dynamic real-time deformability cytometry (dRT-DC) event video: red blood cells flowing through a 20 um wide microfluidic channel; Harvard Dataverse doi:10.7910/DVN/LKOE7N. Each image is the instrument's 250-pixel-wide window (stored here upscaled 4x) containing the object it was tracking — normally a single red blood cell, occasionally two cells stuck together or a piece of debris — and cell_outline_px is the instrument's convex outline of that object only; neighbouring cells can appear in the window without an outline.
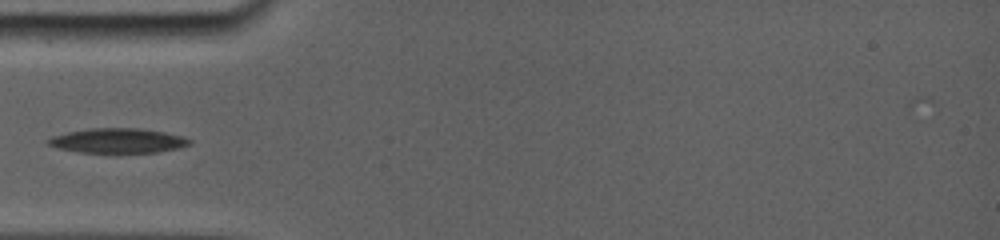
{"species": "common noctule bat (a hibernating species)", "species_latin": "Nyctalus noctula", "temperature_condition": "room temperature", "stored_images_in_passage": 6, "camera_frame_rate_fps": 5000, "um_per_image_px": 0.085, "animal": {"sex": "female", "body_mass_g": 19.0, "forearm_length_mm": 56.7}, "frame": {"image": 1, "passage_image": 2, "time_ms": 0.8, "image_size_px": [1000, 240], "cell_outline_px": [[192, 140], [188, 144], [176, 148], [156, 152], [80, 152], [60, 148], [48, 144], [48, 140], [56, 136], [72, 132], [96, 128], [136, 128], [160, 132], [180, 136]], "centroid_in_image_um": [10.04, 11.96], "position_along_channel_um": 75.0, "area_um2": 19.36}}
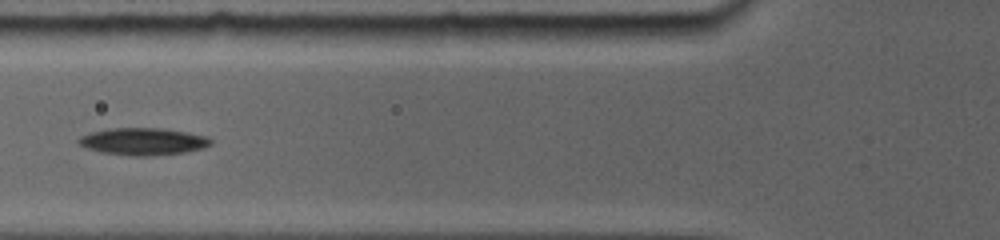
{"frame": {"image": 2, "passage_image": 3, "time_ms": 1.8, "image_size_px": [1000, 240], "cell_outline_px": [[212, 140], [208, 144], [200, 148], [184, 152], [148, 156], [132, 156], [104, 152], [80, 144], [80, 140], [84, 136], [92, 132], [116, 128], [152, 128], [184, 132], [204, 136]], "centroid_in_image_um": [12.19, 12.03], "position_along_channel_um": 113.6, "area_um2": 19.83}}
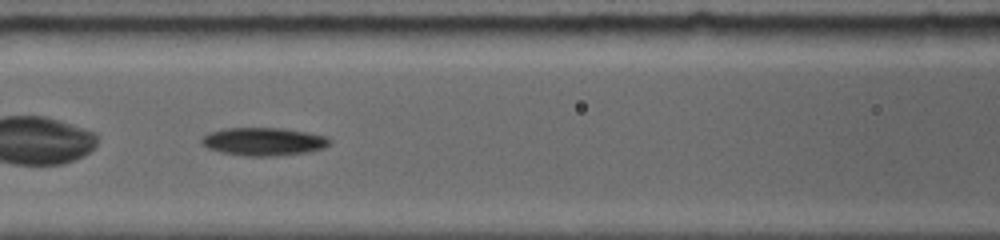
{"frame": {"image": 3, "passage_image": 4, "time_ms": 2.6, "image_size_px": [1000, 240], "cell_outline_px": [[328, 144], [320, 148], [304, 152], [272, 156], [252, 156], [224, 152], [212, 148], [204, 144], [200, 140], [204, 136], [212, 132], [232, 128], [276, 128], [304, 132], [320, 136], [328, 140]], "centroid_in_image_um": [22.36, 12.03], "position_along_channel_um": 144.2, "area_um2": 19.65}}